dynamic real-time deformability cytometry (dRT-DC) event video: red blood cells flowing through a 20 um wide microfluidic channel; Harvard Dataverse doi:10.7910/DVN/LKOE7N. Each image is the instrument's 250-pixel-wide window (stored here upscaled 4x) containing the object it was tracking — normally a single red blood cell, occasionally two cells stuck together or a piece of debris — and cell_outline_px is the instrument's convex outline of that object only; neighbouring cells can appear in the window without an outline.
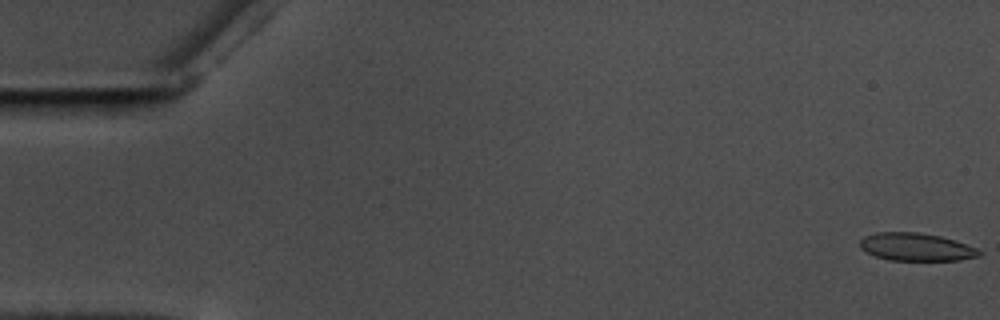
{"species": "common noctule bat (a hibernating species)", "species_latin": "Nyctalus noctula", "temperature_condition": "warm", "stored_images_in_passage": 58, "camera_frame_rate_fps": 3000, "um_per_image_px": 0.085, "animal": {"sex": "male", "body_mass_g": 17.5, "forearm_length_mm": 52.3}, "frame": {"image": 1, "passage_image": 1, "time_ms": 0.0, "image_size_px": [1000, 320], "cell_outline_px": [[984, 252], [980, 256], [960, 260], [888, 260], [876, 256], [860, 248], [860, 240], [864, 236], [876, 232], [916, 232], [940, 236], [976, 248]], "centroid_in_image_um": [77.87, 20.99], "position_along_channel_um": 7.1, "area_um2": 19.19}}
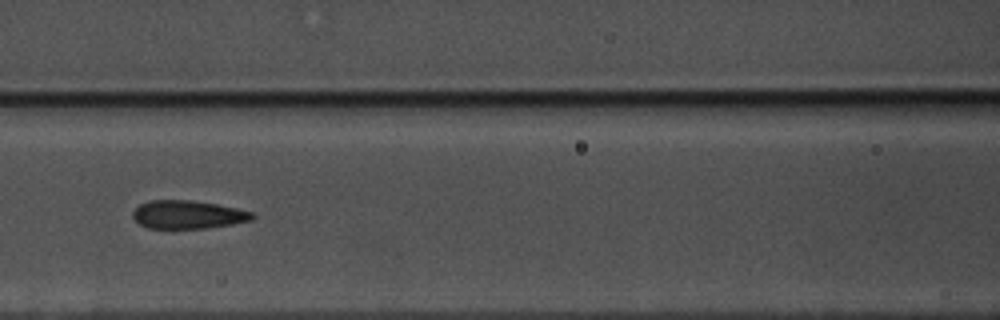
{"frame": {"image": 2, "passage_image": 26, "time_ms": 8.333, "image_size_px": [1000, 320], "cell_outline_px": [[256, 216], [252, 220], [232, 224], [208, 228], [148, 228], [140, 224], [132, 216], [132, 212], [140, 204], [148, 200], [192, 200], [216, 204], [236, 208], [252, 212]], "centroid_in_image_um": [15.97, 18.24], "position_along_channel_um": 150.6, "area_um2": 19.65}}
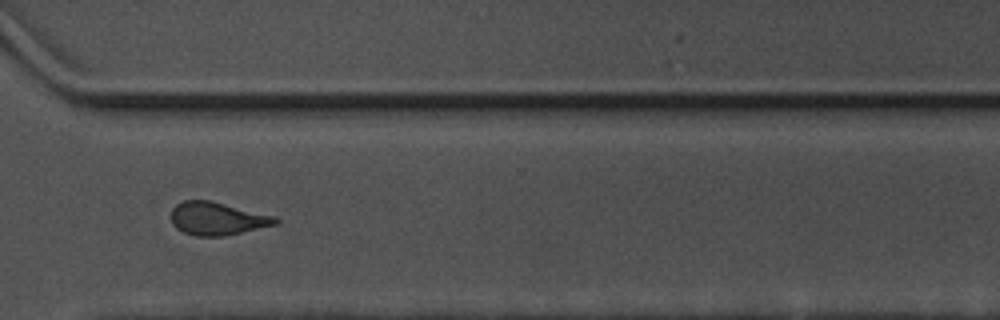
{"frame": {"image": 3, "passage_image": 43, "time_ms": 14.0, "image_size_px": [1000, 320], "cell_outline_px": [[280, 224], [224, 236], [196, 236], [184, 232], [176, 228], [172, 224], [172, 208], [176, 204], [184, 200], [208, 200], [276, 216], [280, 220]], "centroid_in_image_um": [18.5, 18.59], "position_along_channel_um": 352.1, "area_um2": 20.11}, "authors_computed_cell_mechanics": {"area_um2": 20.0566, "velocity_mm_per_s": 3.565, "shape_relaxation_time_tau1_ms": 5.2726, "shape_relaxation_time_tau2_ms": 1.0954, "deformation_change_tau1": 0.1456, "deformation_change_tau2": 0.0836}}